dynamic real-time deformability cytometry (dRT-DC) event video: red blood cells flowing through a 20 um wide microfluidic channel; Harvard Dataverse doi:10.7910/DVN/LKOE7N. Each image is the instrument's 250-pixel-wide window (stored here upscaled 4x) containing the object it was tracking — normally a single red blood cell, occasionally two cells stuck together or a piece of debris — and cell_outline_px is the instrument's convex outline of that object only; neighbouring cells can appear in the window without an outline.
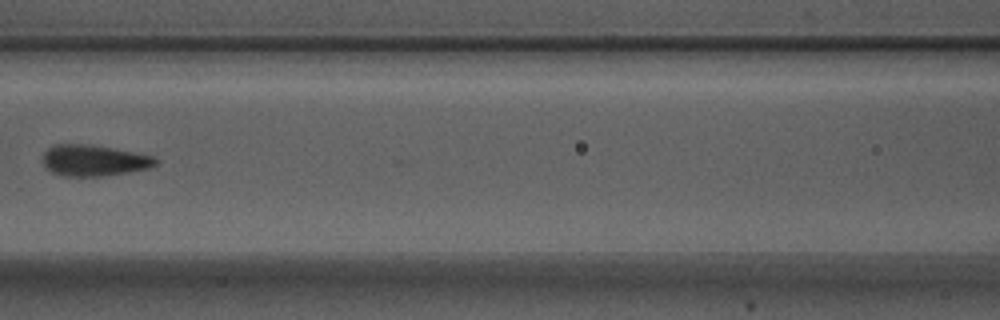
{"species": "Egyptian fruit bat (a non-hibernating species)", "species_latin": "Rousettus aegyptiacus", "temperature_condition": "warm", "stored_images_in_passage": 7, "camera_frame_rate_fps": 3000, "um_per_image_px": 0.085, "animal": {"sex": "male"}, "frame": {"image": 1, "passage_image": 6, "time_ms": 1.667, "image_size_px": [1000, 320], "cell_outline_px": [[160, 160], [156, 164], [148, 168], [128, 172], [100, 176], [64, 176], [52, 172], [44, 164], [44, 152], [48, 148], [56, 144], [88, 144], [152, 156]], "centroid_in_image_um": [7.97, 13.64], "position_along_channel_um": 158.6, "area_um2": 20.06}}
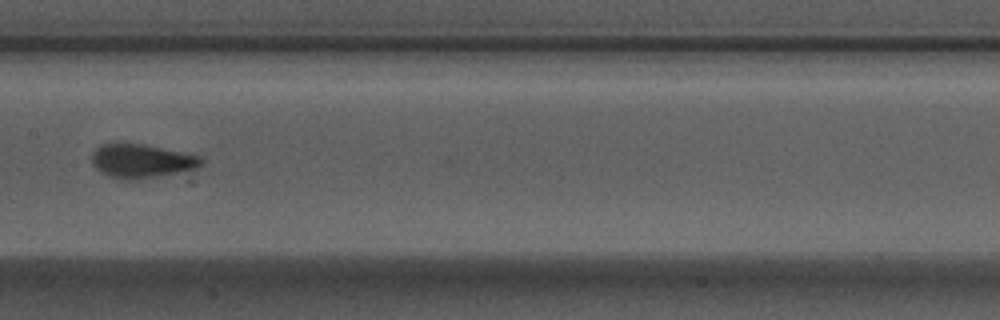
{"frame": {"image": 2, "passage_image": 7, "time_ms": 2.0, "image_size_px": [1000, 320], "cell_outline_px": [[204, 164], [196, 168], [156, 176], [128, 180], [120, 180], [108, 176], [100, 172], [92, 164], [92, 152], [100, 144], [140, 144], [200, 156], [204, 160]], "centroid_in_image_um": [11.98, 13.69], "position_along_channel_um": 195.4, "area_um2": 21.15}}